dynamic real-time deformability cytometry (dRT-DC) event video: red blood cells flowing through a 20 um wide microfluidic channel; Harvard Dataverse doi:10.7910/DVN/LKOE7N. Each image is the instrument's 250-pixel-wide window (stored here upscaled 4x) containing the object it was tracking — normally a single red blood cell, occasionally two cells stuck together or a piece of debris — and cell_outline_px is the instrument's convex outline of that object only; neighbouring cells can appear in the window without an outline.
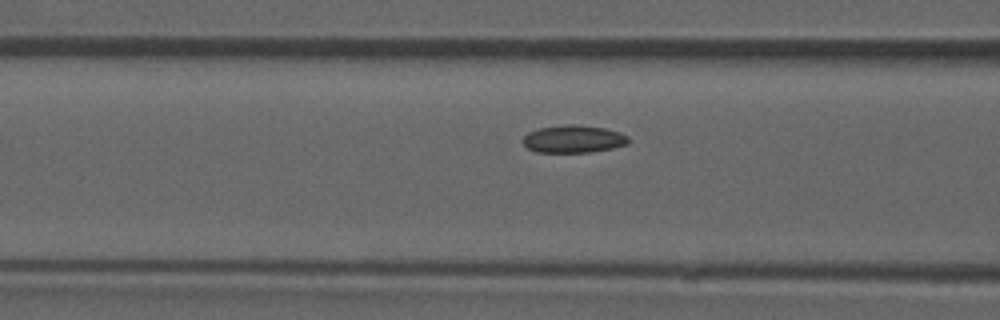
{"species": "common noctule bat (a hibernating species)", "species_latin": "Nyctalus noctula", "temperature_condition": "room temperature", "stored_images_in_passage": 14, "camera_frame_rate_fps": 3000, "um_per_image_px": 0.085, "animal": {"sex": "male", "forearm_length_mm": 52.5}, "frame": {"image": 1, "passage_image": 5, "time_ms": 1.333, "image_size_px": [1000, 320], "cell_outline_px": [[628, 144], [612, 148], [592, 152], [536, 152], [528, 148], [524, 144], [524, 136], [528, 132], [540, 128], [564, 124], [576, 124], [604, 128], [620, 132], [628, 136]], "centroid_in_image_um": [48.76, 11.81], "position_along_channel_um": 117.8, "area_um2": 16.94}}